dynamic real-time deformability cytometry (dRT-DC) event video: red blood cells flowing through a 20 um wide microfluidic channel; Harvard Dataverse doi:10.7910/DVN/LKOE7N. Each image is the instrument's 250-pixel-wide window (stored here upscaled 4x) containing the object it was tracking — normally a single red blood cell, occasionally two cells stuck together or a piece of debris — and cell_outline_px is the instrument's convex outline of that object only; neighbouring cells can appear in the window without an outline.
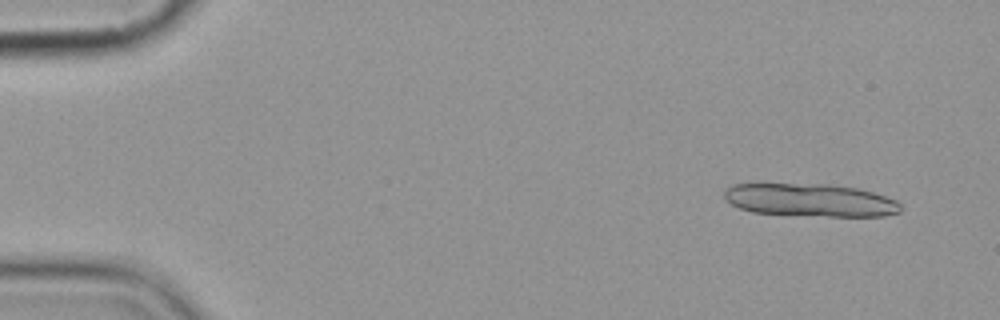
{"species": "common noctule bat (a hibernating species)", "species_latin": "Nyctalus noctula", "temperature_condition": "cold", "stored_images_in_passage": 6, "segment_of_instrument_passage": [1, 2], "camera_frame_rate_fps": 3000, "um_per_image_px": 0.085, "animal": {"sex": "female", "body_mass_g": 19.9}, "frame": {"image": 1, "passage_image": 1, "time_ms": 0.0, "image_size_px": [1000, 320], "cell_outline_px": [[900, 212], [884, 216], [828, 216], [752, 212], [740, 208], [724, 200], [724, 192], [732, 184], [828, 184], [856, 188], [872, 192], [896, 200], [900, 204]], "centroid_in_image_um": [68.86, 17.01], "position_along_channel_um": 16.1, "area_um2": 33.52}}